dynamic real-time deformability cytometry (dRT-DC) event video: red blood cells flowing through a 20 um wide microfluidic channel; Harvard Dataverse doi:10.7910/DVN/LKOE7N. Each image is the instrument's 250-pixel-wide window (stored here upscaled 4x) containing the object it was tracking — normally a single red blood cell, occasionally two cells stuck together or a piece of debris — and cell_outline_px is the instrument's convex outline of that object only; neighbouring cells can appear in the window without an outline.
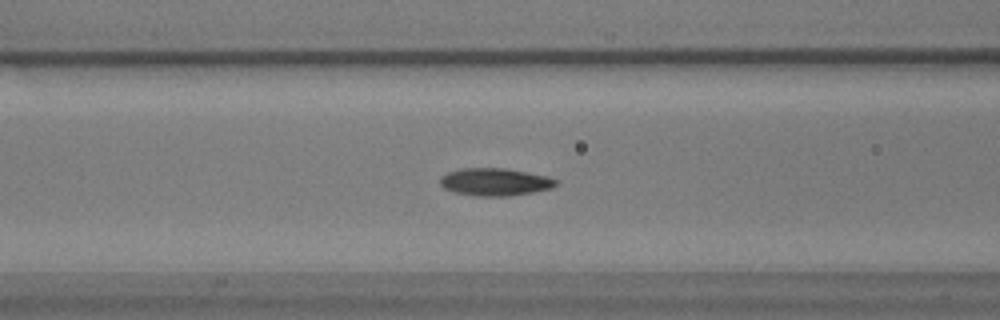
{"species": "common noctule bat (a hibernating species)", "species_latin": "Nyctalus noctula", "temperature_condition": "warm", "stored_images_in_passage": 43, "camera_frame_rate_fps": 3000, "um_per_image_px": 0.085, "animal": {"sex": "male", "body_mass_g": 17.9}, "frame": {"image": 1, "passage_image": 9, "time_ms": 2.667, "image_size_px": [1000, 320], "cell_outline_px": [[560, 180], [552, 188], [532, 192], [508, 196], [480, 196], [456, 192], [444, 188], [440, 184], [440, 176], [448, 172], [460, 168], [504, 168], [528, 172], [548, 176]], "centroid_in_image_um": [42.09, 15.45], "position_along_channel_um": 124.5, "area_um2": 18.61}}
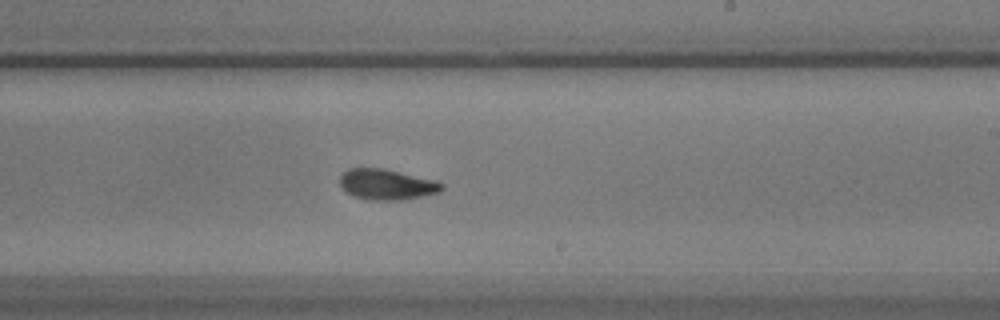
{"frame": {"image": 2, "passage_image": 20, "time_ms": 6.333, "image_size_px": [1000, 320], "cell_outline_px": [[444, 188], [440, 192], [400, 200], [372, 200], [356, 196], [348, 192], [340, 184], [340, 176], [348, 168], [384, 168], [436, 180], [444, 184]], "centroid_in_image_um": [32.91, 15.66], "position_along_channel_um": 256.1, "area_um2": 18.03}}
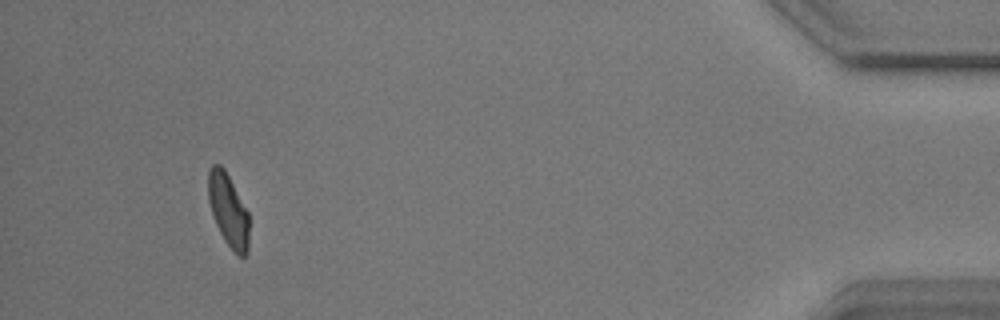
{"frame": {"image": 3, "passage_image": 39, "time_ms": 12.667, "image_size_px": [1000, 320], "cell_outline_px": [[248, 252], [244, 256], [240, 256], [224, 240], [216, 224], [208, 200], [208, 172], [212, 164], [220, 164], [224, 168], [248, 212]], "centroid_in_image_um": [19.39, 17.83], "position_along_channel_um": 415.8, "area_um2": 16.99}, "authors_computed_cell_mechanics": {"area_um2": 17.9758, "velocity_mm_per_s": 3.5933, "shape_relaxation_time_tau1_ms": 3.5525, "shape_relaxation_time_tau2_ms": 1.6874, "deformation_change_tau1": 0.144, "deformation_change_tau2": 0.058}}